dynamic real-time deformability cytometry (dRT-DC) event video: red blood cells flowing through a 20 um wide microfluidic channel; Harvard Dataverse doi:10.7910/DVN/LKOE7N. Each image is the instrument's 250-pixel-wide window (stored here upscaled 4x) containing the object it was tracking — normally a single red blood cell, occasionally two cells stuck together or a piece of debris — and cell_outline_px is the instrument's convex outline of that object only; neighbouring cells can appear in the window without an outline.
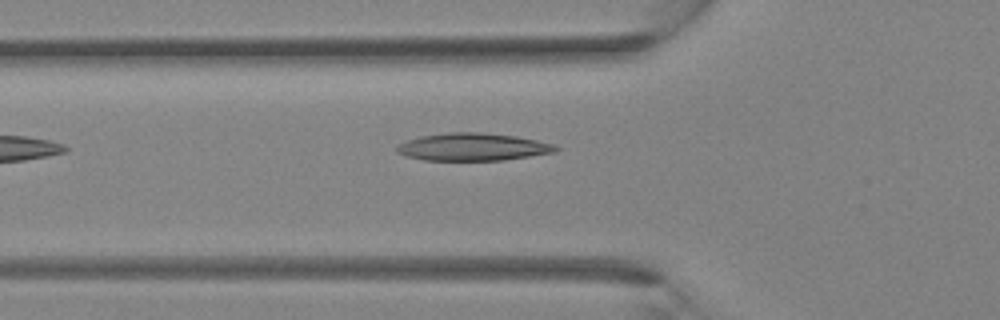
{"species": "Egyptian fruit bat (a non-hibernating species)", "species_latin": "Rousettus aegyptiacus", "temperature_condition": "room temperature", "stored_images_in_passage": 26, "camera_frame_rate_fps": 3000, "um_per_image_px": 0.085, "animal": {"sex": "female"}, "frame": {"image": 1, "passage_image": 3, "time_ms": 0.667, "image_size_px": [1000, 320], "cell_outline_px": [[560, 148], [556, 152], [504, 160], [424, 160], [408, 156], [396, 152], [396, 148], [400, 144], [408, 140], [420, 136], [448, 132], [480, 132], [516, 136], [556, 144]], "centroid_in_image_um": [40.23, 12.48], "position_along_channel_um": 85.6, "area_um2": 25.49}}
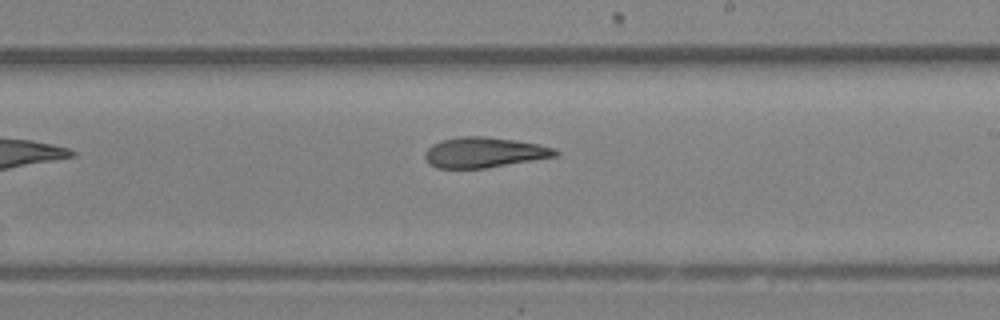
{"frame": {"image": 2, "passage_image": 12, "time_ms": 3.667, "image_size_px": [1000, 320], "cell_outline_px": [[560, 156], [484, 168], [436, 168], [428, 164], [424, 156], [424, 152], [432, 144], [440, 140], [460, 136], [484, 136], [512, 140], [536, 144], [556, 148], [560, 152]], "centroid_in_image_um": [41.14, 12.96], "position_along_channel_um": 247.9, "area_um2": 23.18}}
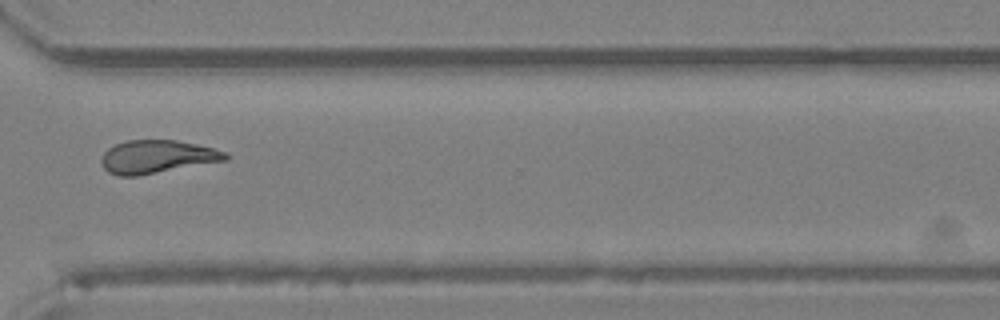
{"frame": {"image": 3, "passage_image": 18, "time_ms": 5.667, "image_size_px": [1000, 320], "cell_outline_px": [[228, 160], [136, 176], [120, 176], [108, 172], [104, 168], [100, 160], [104, 152], [108, 148], [116, 144], [128, 140], [176, 140], [196, 144], [228, 152]], "centroid_in_image_um": [13.35, 13.32], "position_along_channel_um": 357.3, "area_um2": 23.87}}